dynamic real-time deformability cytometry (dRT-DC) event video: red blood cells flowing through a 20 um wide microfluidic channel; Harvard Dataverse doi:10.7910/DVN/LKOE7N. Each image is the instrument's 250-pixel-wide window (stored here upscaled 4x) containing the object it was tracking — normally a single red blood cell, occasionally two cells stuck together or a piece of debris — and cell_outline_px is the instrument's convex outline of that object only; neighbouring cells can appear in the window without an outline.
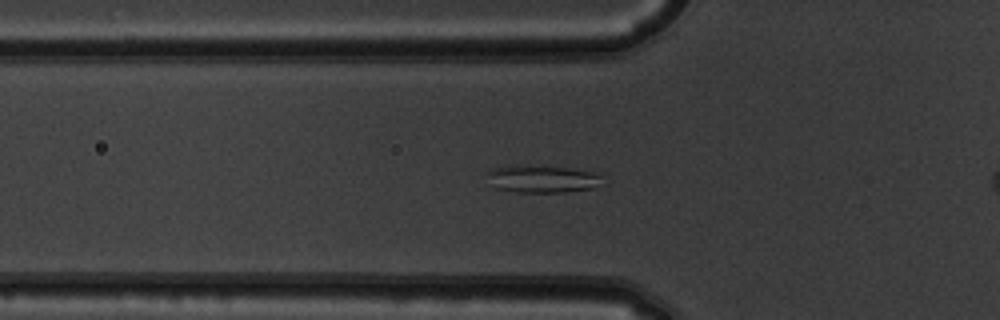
{"species": "common noctule bat (a hibernating species)", "species_latin": "Nyctalus noctula", "temperature_condition": "warm", "stored_images_in_passage": 37, "camera_frame_rate_fps": 3000, "um_per_image_px": 0.085, "animal": {"sex": "male", "body_mass_g": 19.5, "forearm_length_mm": 54.6}, "frame": {"image": 1, "passage_image": 18, "time_ms": 5.667, "image_size_px": [1000, 320], "cell_outline_px": [[600, 176], [592, 188], [564, 192], [516, 192], [496, 188], [484, 172], [492, 168], [508, 164], [516, 164], [568, 168], [596, 172]], "centroid_in_image_um": [45.95, 15.18], "position_along_channel_um": 79.8, "area_um2": 18.32}}
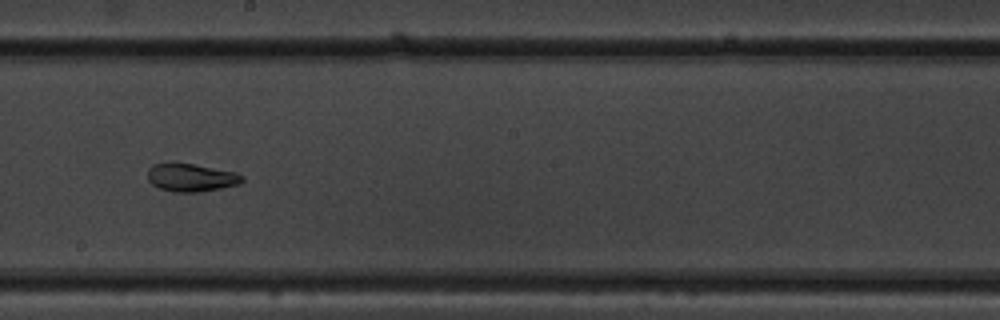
{"frame": {"image": 2, "passage_image": 30, "time_ms": 9.667, "image_size_px": [1000, 320], "cell_outline_px": [[244, 180], [240, 184], [200, 192], [172, 192], [160, 188], [152, 184], [148, 180], [148, 168], [152, 164], [192, 164], [236, 172], [244, 176]], "centroid_in_image_um": [16.26, 15.11], "position_along_channel_um": 231.9, "area_um2": 15.26}}
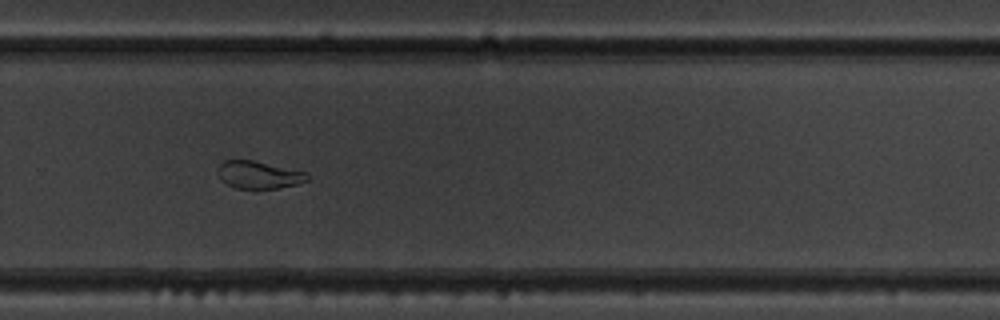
{"frame": {"image": 3, "passage_image": 36, "time_ms": 11.667, "image_size_px": [1000, 320], "cell_outline_px": [[308, 180], [296, 184], [280, 188], [256, 192], [236, 188], [220, 180], [216, 172], [220, 164], [224, 160], [252, 160], [308, 172]], "centroid_in_image_um": [21.97, 14.91], "position_along_channel_um": 307.8, "area_um2": 14.97}}